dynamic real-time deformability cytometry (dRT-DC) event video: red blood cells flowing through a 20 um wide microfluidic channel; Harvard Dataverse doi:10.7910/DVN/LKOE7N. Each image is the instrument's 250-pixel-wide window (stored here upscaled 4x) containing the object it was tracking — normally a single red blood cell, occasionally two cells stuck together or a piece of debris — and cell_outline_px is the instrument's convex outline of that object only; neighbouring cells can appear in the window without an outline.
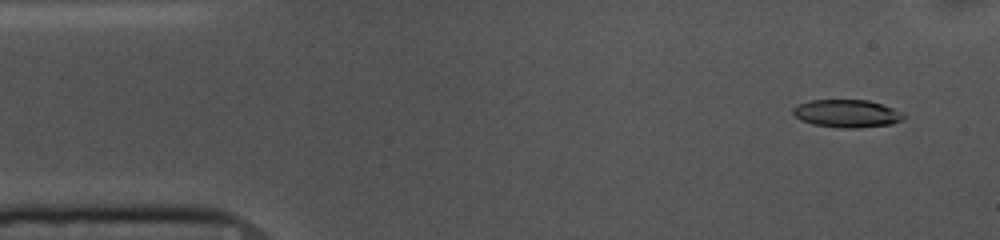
{"species": "common noctule bat (a hibernating species)", "species_latin": "Nyctalus noctula", "temperature_condition": "cold", "stored_images_in_passage": 53, "camera_frame_rate_fps": 3000, "um_per_image_px": 0.085, "animal": {"sex": "female", "body_mass_g": 10.0, "forearm_length_mm": 53.1}, "frame": {"image": 1, "passage_image": 3, "time_ms": 0.667, "image_size_px": [1000, 240], "cell_outline_px": [[904, 120], [892, 124], [860, 128], [840, 128], [812, 124], [800, 120], [792, 112], [792, 108], [800, 104], [812, 100], [868, 100], [904, 112]], "centroid_in_image_um": [72.01, 9.66], "position_along_channel_um": 13.0, "area_um2": 17.98}}
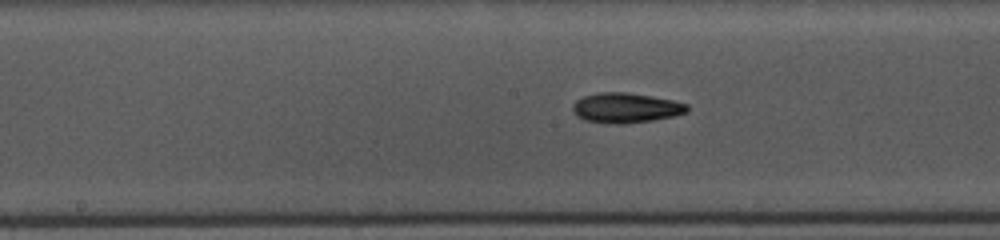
{"frame": {"image": 2, "passage_image": 25, "time_ms": 8.0, "image_size_px": [1000, 240], "cell_outline_px": [[688, 112], [676, 116], [652, 120], [624, 124], [612, 124], [584, 120], [576, 116], [572, 108], [572, 104], [576, 100], [584, 96], [596, 92], [628, 92], [652, 96], [672, 100], [688, 104]], "centroid_in_image_um": [53.19, 9.17], "position_along_channel_um": 195.0, "area_um2": 20.23}}
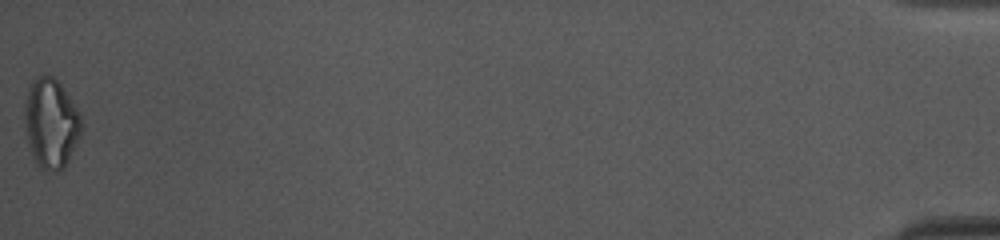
{"frame": {"image": 3, "passage_image": 53, "time_ms": 17.333, "image_size_px": [1000, 240], "cell_outline_px": [[80, 136], [64, 168], [40, 168], [36, 164], [28, 144], [24, 120], [24, 108], [28, 88], [40, 76], [52, 76], [60, 84], [76, 108], [80, 116]], "centroid_in_image_um": [4.31, 10.48], "position_along_channel_um": 430.9, "area_um2": 28.73}, "authors_computed_cell_mechanics": {"area_um2": 19.0162, "velocity_mm_per_s": 3.6615, "shape_relaxation_time_tau1_ms": 5.1958, "shape_relaxation_time_tau2_ms": 6.3404, "deformation_change_tau1": 0.1543, "deformation_change_tau2": 0.1575}}